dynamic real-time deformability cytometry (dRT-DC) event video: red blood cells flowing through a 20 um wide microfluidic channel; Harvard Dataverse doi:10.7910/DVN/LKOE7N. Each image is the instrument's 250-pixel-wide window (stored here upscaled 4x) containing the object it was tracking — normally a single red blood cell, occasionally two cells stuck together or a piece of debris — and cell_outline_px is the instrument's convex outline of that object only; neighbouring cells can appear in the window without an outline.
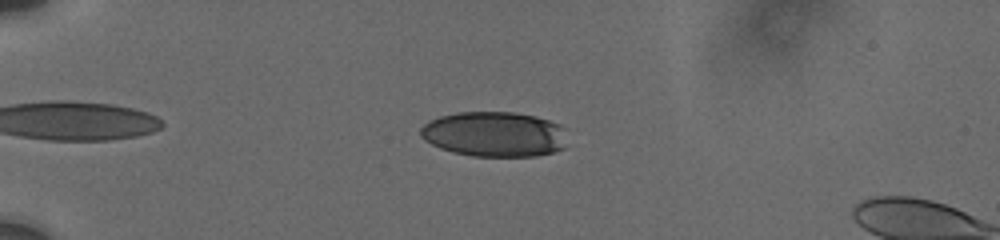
{"species": "human", "species_latin": "Homo sapiens", "temperature_condition": "cold", "stored_images_in_passage": 35, "camera_frame_rate_fps": 3000, "um_per_image_px": 0.085, "donor": {"sex": "male"}, "frame": {"image": 1, "passage_image": 12, "time_ms": 3.333, "image_size_px": [1000, 240], "cell_outline_px": [[568, 128], [564, 148], [552, 152], [536, 156], [472, 156], [452, 152], [440, 148], [424, 140], [420, 136], [420, 128], [428, 120], [440, 116], [456, 112], [512, 112], [536, 116], [560, 124]], "centroid_in_image_um": [42.04, 11.4], "position_along_channel_um": 43.0, "area_um2": 39.07}}
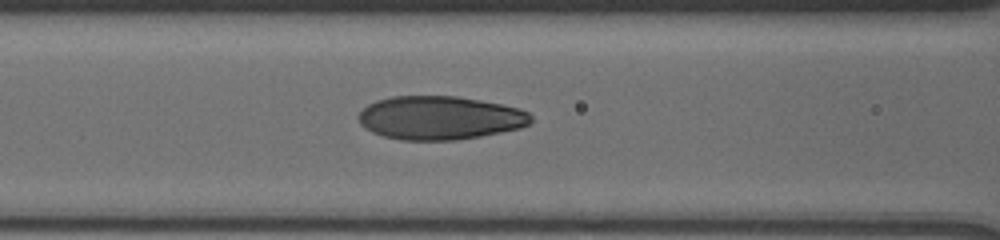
{"frame": {"image": 2, "passage_image": 26, "time_ms": 7.0, "image_size_px": [1000, 240], "cell_outline_px": [[532, 120], [528, 124], [520, 128], [480, 136], [456, 140], [400, 140], [384, 136], [372, 132], [364, 128], [360, 124], [360, 112], [368, 104], [376, 100], [392, 96], [456, 96], [480, 100], [520, 108], [528, 112], [532, 116]], "centroid_in_image_um": [37.38, 10.01], "position_along_channel_um": 129.2, "area_um2": 43.7}}
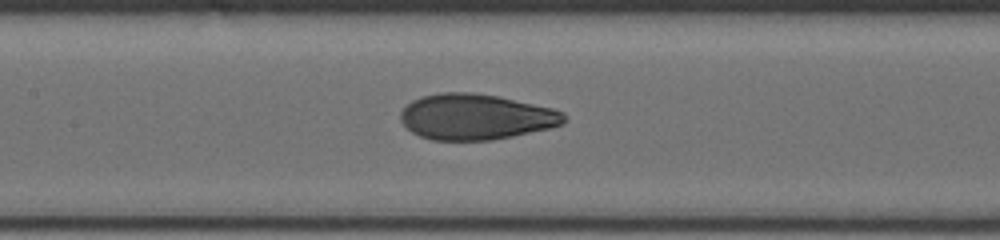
{"frame": {"image": 3, "passage_image": 31, "time_ms": 8.0, "image_size_px": [1000, 240], "cell_outline_px": [[568, 120], [564, 124], [552, 128], [492, 140], [432, 140], [420, 136], [404, 128], [400, 120], [400, 112], [412, 100], [420, 96], [440, 92], [472, 92], [500, 96], [552, 108], [564, 112]], "centroid_in_image_um": [40.45, 9.93], "position_along_channel_um": 167.0, "area_um2": 44.1}}